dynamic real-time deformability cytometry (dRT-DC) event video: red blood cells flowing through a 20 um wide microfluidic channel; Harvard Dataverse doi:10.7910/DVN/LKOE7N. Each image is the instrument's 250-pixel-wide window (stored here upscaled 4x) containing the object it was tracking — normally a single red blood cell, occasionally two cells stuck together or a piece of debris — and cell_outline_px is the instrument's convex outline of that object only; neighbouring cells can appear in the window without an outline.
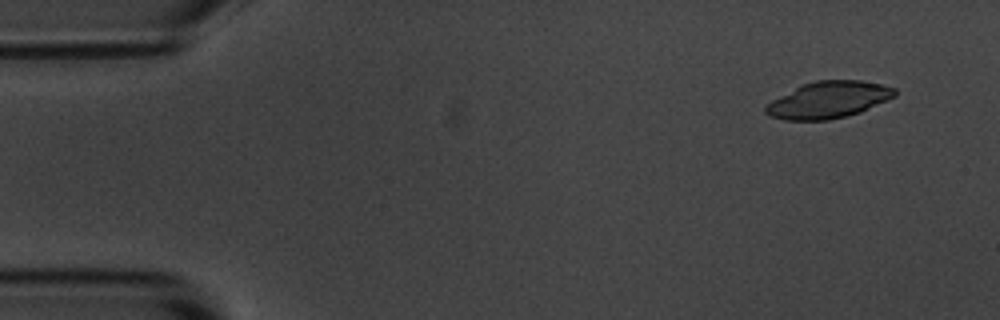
{"species": "common noctule bat (a hibernating species)", "species_latin": "Nyctalus noctula", "temperature_condition": "room temperature", "stored_images_in_passage": 4, "camera_frame_rate_fps": 3000, "um_per_image_px": 0.085, "animal": {"sex": "male", "body_mass_g": 20.1, "forearm_length_mm": 53.5}, "frame": {"image": 1, "passage_image": 1, "time_ms": 0.0, "image_size_px": [1000, 320], "cell_outline_px": [[896, 96], [888, 100], [860, 112], [828, 120], [784, 120], [768, 116], [764, 112], [764, 104], [804, 84], [816, 80], [860, 80], [884, 84], [896, 88]], "centroid_in_image_um": [70.42, 8.49], "position_along_channel_um": 14.6, "area_um2": 27.63}}
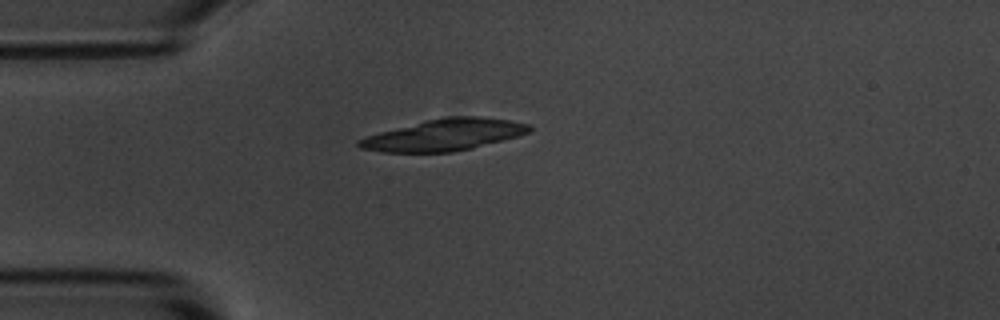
{"frame": {"image": 2, "passage_image": 4, "time_ms": 3.333, "image_size_px": [1000, 320], "cell_outline_px": [[532, 132], [472, 148], [452, 152], [380, 152], [360, 148], [356, 144], [356, 140], [364, 136], [424, 120], [448, 116], [480, 116], [508, 120], [528, 124], [532, 128]], "centroid_in_image_um": [37.71, 11.46], "position_along_channel_um": 47.3, "area_um2": 31.44}}